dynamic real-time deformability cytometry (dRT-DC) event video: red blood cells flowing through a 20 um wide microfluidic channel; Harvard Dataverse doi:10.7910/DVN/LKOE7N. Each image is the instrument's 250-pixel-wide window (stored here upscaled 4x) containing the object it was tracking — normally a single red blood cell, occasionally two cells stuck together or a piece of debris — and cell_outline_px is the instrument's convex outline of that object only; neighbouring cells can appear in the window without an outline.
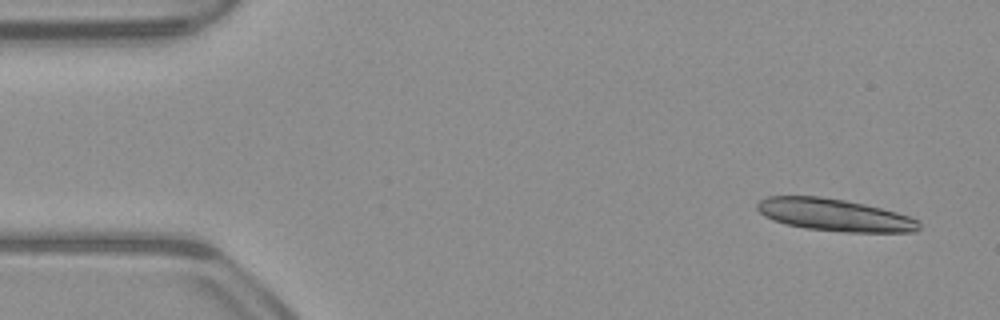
{"species": "common noctule bat (a hibernating species)", "species_latin": "Nyctalus noctula", "temperature_condition": "warm", "stored_images_in_passage": 12, "camera_frame_rate_fps": 3000, "um_per_image_px": 0.085, "animal": {"sex": "male", "body_mass_g": 23.1, "forearm_length_mm": 52.7}, "frame": {"image": 1, "passage_image": 1, "time_ms": 0.0, "image_size_px": [1000, 320], "cell_outline_px": [[920, 228], [916, 232], [844, 232], [804, 228], [772, 220], [764, 216], [756, 208], [756, 204], [760, 200], [768, 196], [820, 196], [844, 200], [864, 204], [896, 212], [908, 216], [916, 220], [920, 224]], "centroid_in_image_um": [70.91, 18.27], "position_along_channel_um": 14.1, "area_um2": 30.35}}